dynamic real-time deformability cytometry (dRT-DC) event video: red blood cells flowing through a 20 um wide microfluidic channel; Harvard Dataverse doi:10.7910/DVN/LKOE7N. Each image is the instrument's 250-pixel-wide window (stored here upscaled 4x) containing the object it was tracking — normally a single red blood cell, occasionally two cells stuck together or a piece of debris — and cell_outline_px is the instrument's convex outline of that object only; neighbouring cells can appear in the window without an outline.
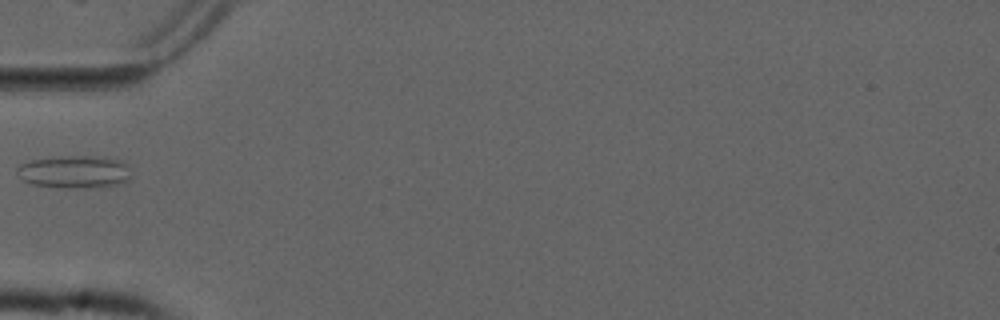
{"species": "common noctule bat (a hibernating species)", "species_latin": "Nyctalus noctula", "temperature_condition": "cold", "stored_images_in_passage": 32, "camera_frame_rate_fps": 3000, "um_per_image_px": 0.085, "animal": {"sex": "male", "forearm_length_mm": 52.5}, "frame": {"image": 1, "passage_image": 1, "time_ms": 0.0, "image_size_px": [1000, 320], "cell_outline_px": [[128, 180], [116, 184], [92, 188], [64, 188], [32, 184], [24, 180], [16, 172], [16, 168], [20, 164], [32, 160], [52, 156], [104, 156], [120, 160], [124, 164], [128, 176]], "centroid_in_image_um": [6.26, 14.59], "position_along_channel_um": 78.7, "area_um2": 21.62}}
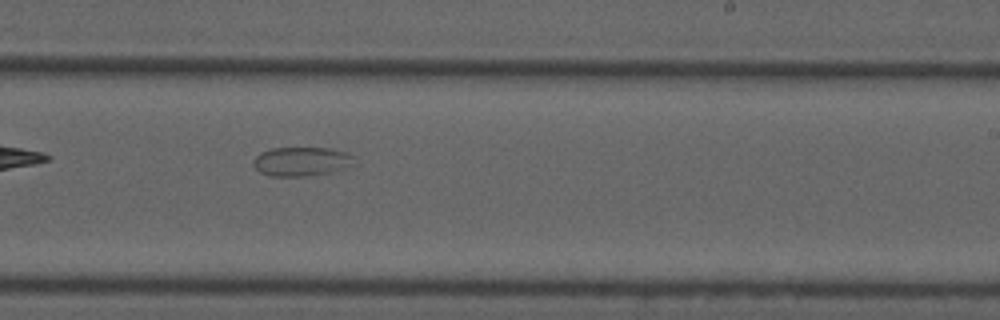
{"frame": {"image": 2, "passage_image": 16, "time_ms": 5.0, "image_size_px": [1000, 320], "cell_outline_px": [[356, 156], [352, 164], [336, 172], [304, 176], [268, 176], [260, 172], [252, 164], [252, 160], [260, 152], [272, 148], [332, 148], [348, 152]], "centroid_in_image_um": [25.64, 13.72], "position_along_channel_um": 263.4, "area_um2": 17.4}}
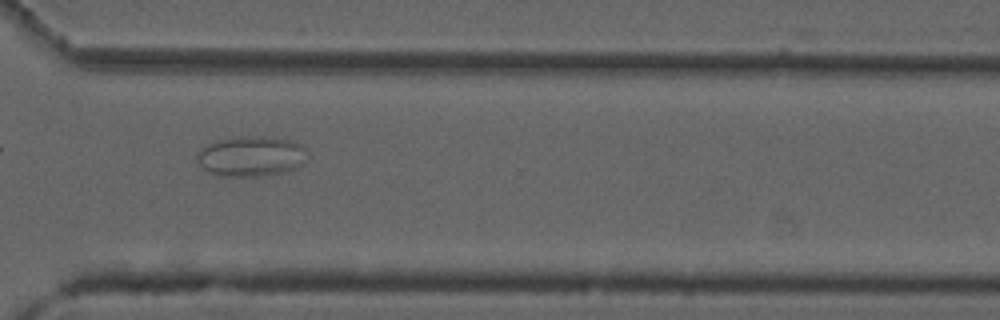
{"frame": {"image": 3, "passage_image": 23, "time_ms": 7.333, "image_size_px": [1000, 320], "cell_outline_px": [[308, 152], [304, 164], [300, 168], [284, 172], [256, 176], [216, 176], [208, 172], [200, 164], [196, 156], [204, 148], [216, 140], [244, 136], [264, 136], [292, 140], [300, 144]], "centroid_in_image_um": [21.41, 13.29], "position_along_channel_um": 349.2, "area_um2": 25.95}}